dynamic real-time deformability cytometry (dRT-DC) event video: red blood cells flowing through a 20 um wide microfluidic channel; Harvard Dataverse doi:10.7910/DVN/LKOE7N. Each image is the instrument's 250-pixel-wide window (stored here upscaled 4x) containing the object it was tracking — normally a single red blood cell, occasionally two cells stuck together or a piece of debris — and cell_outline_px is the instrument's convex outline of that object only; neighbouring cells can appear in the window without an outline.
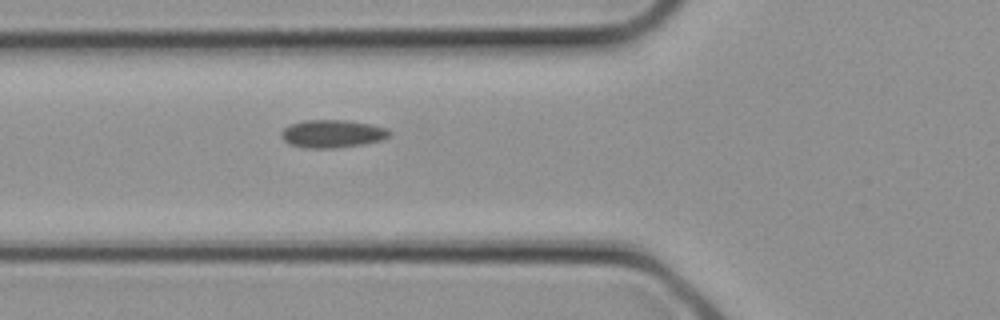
{"species": "common noctule bat (a hibernating species)", "species_latin": "Nyctalus noctula", "temperature_condition": "cold", "stored_images_in_passage": 5, "camera_frame_rate_fps": 3000, "um_per_image_px": 0.085, "animal": {"sex": "female", "body_mass_g": 21.9}, "frame": {"image": 1, "passage_image": 5, "time_ms": 1.333, "image_size_px": [1000, 320], "cell_outline_px": [[392, 132], [384, 140], [360, 144], [332, 148], [308, 148], [292, 144], [284, 140], [280, 136], [280, 132], [284, 128], [292, 124], [304, 120], [348, 120], [372, 124], [388, 128]], "centroid_in_image_um": [28.28, 11.35], "position_along_channel_um": 97.5, "area_um2": 17.51}}